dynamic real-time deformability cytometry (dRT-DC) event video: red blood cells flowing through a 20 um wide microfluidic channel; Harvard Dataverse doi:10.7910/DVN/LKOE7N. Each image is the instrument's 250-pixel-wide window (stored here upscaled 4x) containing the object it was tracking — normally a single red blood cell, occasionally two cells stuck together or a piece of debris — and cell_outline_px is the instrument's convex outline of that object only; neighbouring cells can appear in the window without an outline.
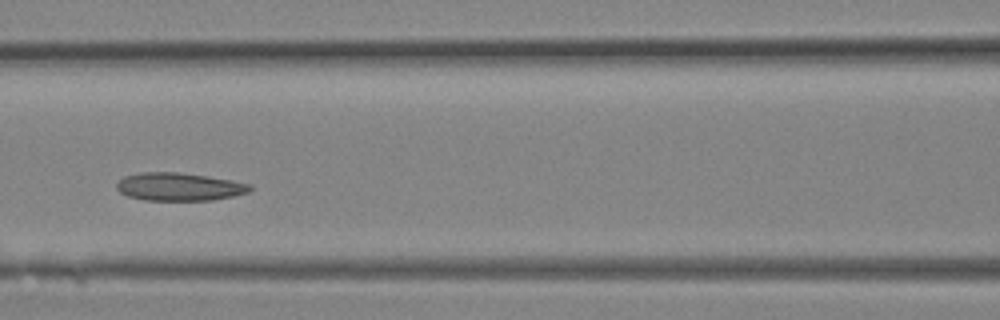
{"species": "Egyptian fruit bat (a non-hibernating species)", "species_latin": "Rousettus aegyptiacus", "temperature_condition": "room temperature", "stored_images_in_passage": 13, "camera_frame_rate_fps": 3000, "um_per_image_px": 0.085, "animal": {"sex": "female"}, "frame": {"image": 1, "passage_image": 10, "time_ms": 3.0, "image_size_px": [1000, 320], "cell_outline_px": [[252, 188], [248, 192], [232, 196], [212, 200], [144, 200], [128, 196], [120, 192], [116, 188], [116, 184], [124, 176], [140, 172], [180, 172], [232, 180], [252, 184]], "centroid_in_image_um": [15.22, 15.87], "position_along_channel_um": 151.4, "area_um2": 21.73}}
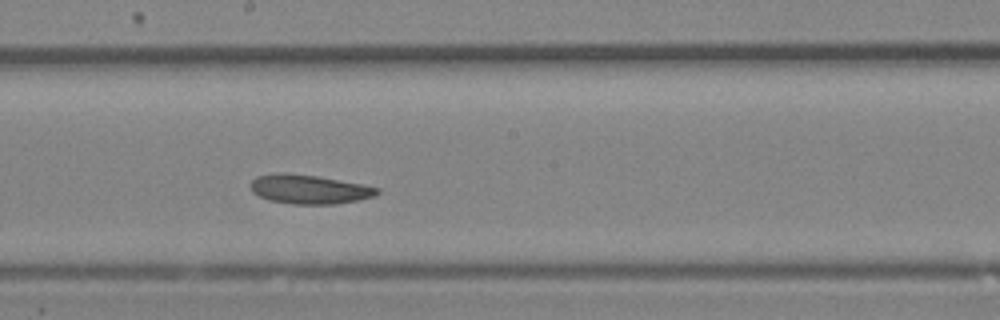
{"frame": {"image": 2, "passage_image": 13, "time_ms": 4.0, "image_size_px": [1000, 320], "cell_outline_px": [[380, 192], [372, 196], [356, 200], [332, 204], [292, 204], [268, 200], [252, 192], [252, 180], [256, 176], [276, 172], [288, 172], [316, 176], [364, 184], [380, 188]], "centroid_in_image_um": [26.26, 16.07], "position_along_channel_um": 221.9, "area_um2": 21.44}}